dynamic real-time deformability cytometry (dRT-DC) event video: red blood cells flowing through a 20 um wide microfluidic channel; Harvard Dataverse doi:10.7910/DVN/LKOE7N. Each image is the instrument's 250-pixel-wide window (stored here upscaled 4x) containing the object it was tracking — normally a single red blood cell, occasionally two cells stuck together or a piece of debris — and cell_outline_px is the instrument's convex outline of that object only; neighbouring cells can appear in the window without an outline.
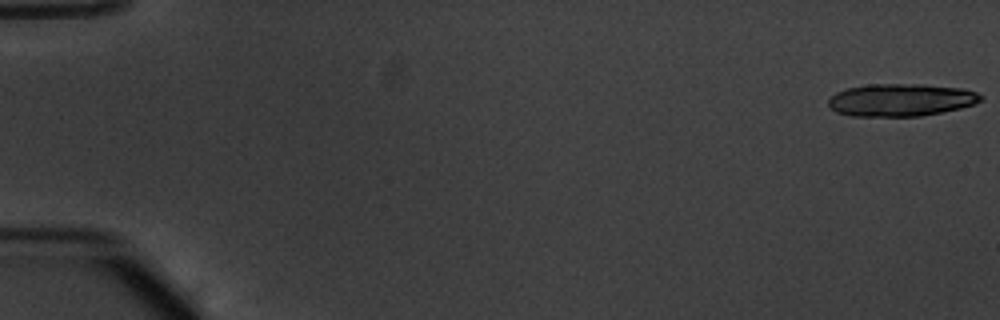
{"species": "common noctule bat (a hibernating species)", "species_latin": "Nyctalus noctula", "temperature_condition": "warm", "stored_images_in_passage": 17, "camera_frame_rate_fps": 3000, "um_per_image_px": 0.085, "animal": {"sex": "male", "body_mass_g": 20.1, "forearm_length_mm": 53.5}, "frame": {"image": 1, "passage_image": 1, "time_ms": 0.0, "image_size_px": [1000, 320], "cell_outline_px": [[984, 100], [960, 108], [920, 116], [852, 116], [836, 112], [828, 104], [828, 100], [836, 92], [848, 88], [868, 84], [920, 84], [960, 88], [976, 92], [984, 96]], "centroid_in_image_um": [76.57, 8.49], "position_along_channel_um": 8.4, "area_um2": 28.78}}
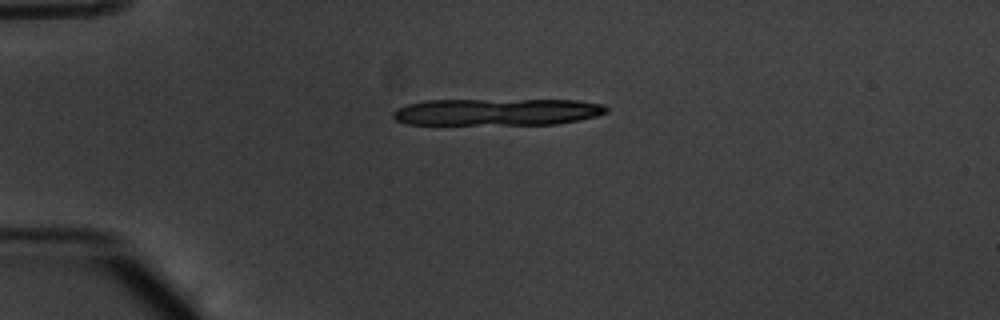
{"frame": {"image": 2, "passage_image": 14, "time_ms": 4.333, "image_size_px": [1000, 320], "cell_outline_px": [[608, 112], [596, 116], [580, 120], [556, 124], [408, 124], [396, 120], [392, 116], [392, 112], [396, 108], [408, 104], [424, 100], [576, 100], [604, 104], [608, 108]], "centroid_in_image_um": [42.26, 9.51], "position_along_channel_um": 42.7, "area_um2": 33.58}}